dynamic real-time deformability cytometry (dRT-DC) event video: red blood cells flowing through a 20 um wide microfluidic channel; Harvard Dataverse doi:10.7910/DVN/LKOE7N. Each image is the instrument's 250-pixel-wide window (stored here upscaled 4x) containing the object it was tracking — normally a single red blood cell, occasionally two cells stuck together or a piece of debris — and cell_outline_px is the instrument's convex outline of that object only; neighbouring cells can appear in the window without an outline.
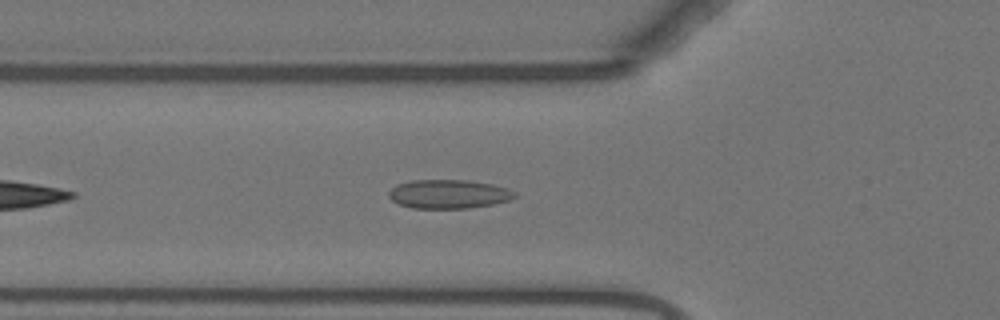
{"species": "Egyptian fruit bat (a non-hibernating species)", "species_latin": "Rousettus aegyptiacus", "temperature_condition": "warm", "stored_images_in_passage": 44, "camera_frame_rate_fps": 3000, "um_per_image_px": 0.085, "animal": {"sex": "female"}, "frame": {"image": 1, "passage_image": 7, "time_ms": 2.0, "image_size_px": [1000, 320], "cell_outline_px": [[516, 196], [508, 200], [492, 204], [468, 208], [412, 208], [400, 204], [392, 200], [388, 196], [388, 192], [396, 184], [412, 180], [468, 180], [492, 184], [516, 192]], "centroid_in_image_um": [38.1, 16.49], "position_along_channel_um": 87.7, "area_um2": 21.04}}
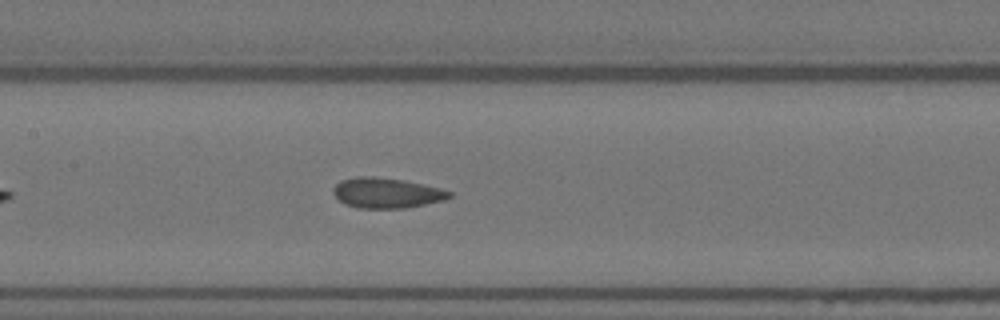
{"frame": {"image": 2, "passage_image": 14, "time_ms": 4.333, "image_size_px": [1000, 320], "cell_outline_px": [[452, 196], [444, 200], [404, 208], [360, 208], [344, 204], [332, 192], [332, 188], [340, 180], [356, 176], [372, 176], [404, 180], [440, 188], [452, 192]], "centroid_in_image_um": [32.83, 16.39], "position_along_channel_um": 174.6, "area_um2": 20.46}}
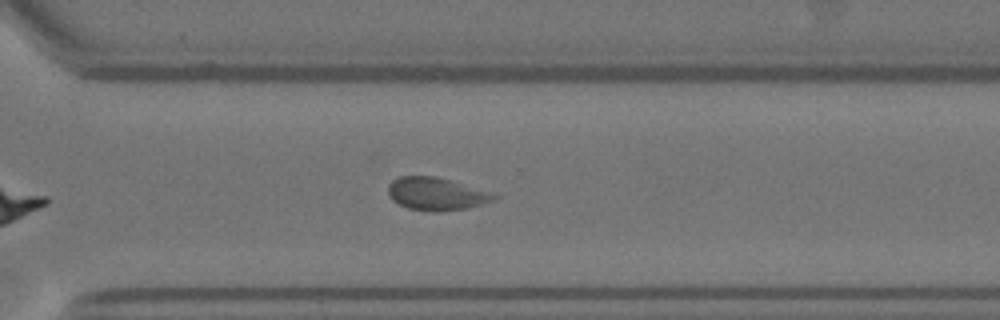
{"frame": {"image": 3, "passage_image": 27, "time_ms": 8.667, "image_size_px": [1000, 320], "cell_outline_px": [[500, 196], [492, 200], [468, 208], [408, 208], [392, 200], [388, 196], [388, 184], [392, 180], [400, 176], [436, 176], [452, 180]], "centroid_in_image_um": [37.02, 16.41], "position_along_channel_um": 333.6, "area_um2": 19.19}, "authors_computed_cell_mechanics": {"area_um2": 20.1144, "velocity_mm_per_s": 3.6851, "shape_relaxation_time_tau1_ms": null, "shape_relaxation_time_tau2_ms": 1.1026, "deformation_change_tau1": null, "deformation_change_tau2": 0.0757}}